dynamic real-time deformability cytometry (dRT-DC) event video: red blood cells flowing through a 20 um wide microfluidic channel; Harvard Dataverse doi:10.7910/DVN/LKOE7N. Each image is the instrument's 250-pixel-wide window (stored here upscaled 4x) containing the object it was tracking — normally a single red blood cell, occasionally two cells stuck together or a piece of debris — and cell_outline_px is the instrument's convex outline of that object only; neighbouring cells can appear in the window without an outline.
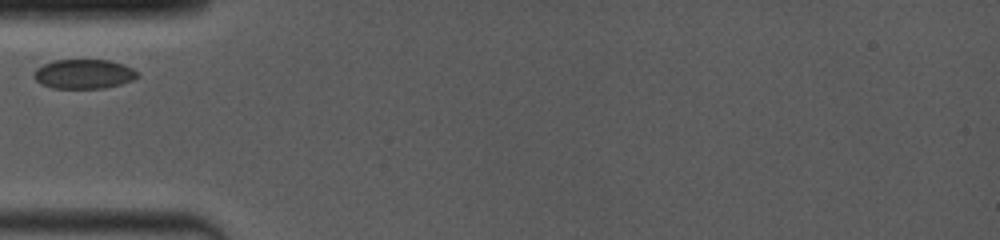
{"species": "common noctule bat (a hibernating species)", "species_latin": "Nyctalus noctula", "temperature_condition": "room temperature", "stored_images_in_passage": 10, "camera_frame_rate_fps": 4000, "um_per_image_px": 0.085, "animal": {"sex": "female", "body_mass_g": 19.0, "forearm_length_mm": 53.3}, "frame": {"image": 1, "passage_image": 1, "time_ms": 0.0, "image_size_px": [1000, 240], "cell_outline_px": [[140, 76], [132, 80], [120, 84], [104, 88], [52, 88], [40, 84], [36, 80], [36, 68], [44, 64], [56, 60], [108, 60], [132, 68], [140, 72]], "centroid_in_image_um": [7.16, 6.3], "position_along_channel_um": 77.8, "area_um2": 17.57}}
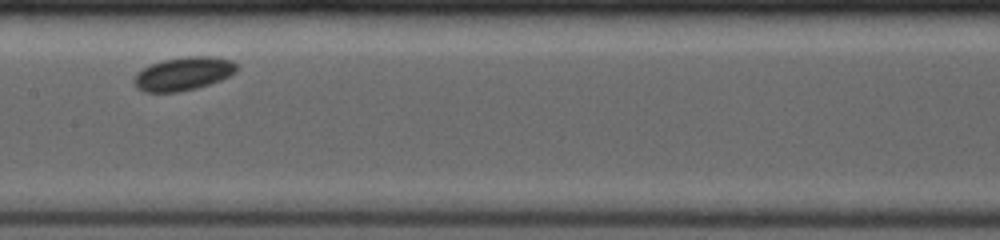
{"frame": {"image": 2, "passage_image": 4, "time_ms": 3.0, "image_size_px": [1000, 240], "cell_outline_px": [[236, 72], [220, 80], [196, 88], [176, 92], [144, 92], [136, 88], [136, 76], [144, 68], [152, 64], [164, 60], [188, 56], [212, 56], [232, 60], [236, 64]], "centroid_in_image_um": [15.62, 6.26], "position_along_channel_um": 191.8, "area_um2": 19.54}}
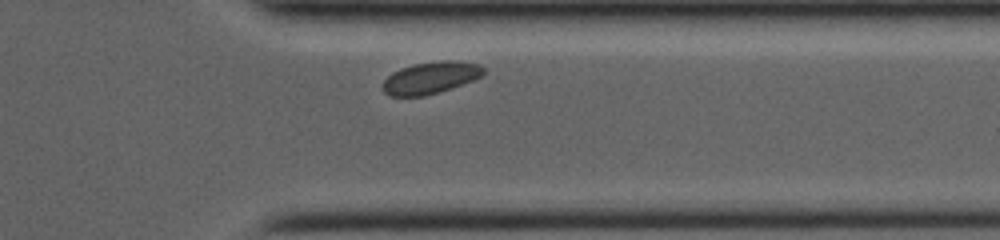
{"frame": {"image": 3, "passage_image": 9, "time_ms": 7.75, "image_size_px": [1000, 240], "cell_outline_px": [[484, 72], [480, 76], [472, 80], [452, 88], [424, 96], [388, 96], [384, 92], [384, 80], [392, 72], [400, 68], [416, 64], [440, 60], [460, 60], [480, 64], [484, 68]], "centroid_in_image_um": [36.61, 6.6], "position_along_channel_um": 374.8, "area_um2": 18.73}}